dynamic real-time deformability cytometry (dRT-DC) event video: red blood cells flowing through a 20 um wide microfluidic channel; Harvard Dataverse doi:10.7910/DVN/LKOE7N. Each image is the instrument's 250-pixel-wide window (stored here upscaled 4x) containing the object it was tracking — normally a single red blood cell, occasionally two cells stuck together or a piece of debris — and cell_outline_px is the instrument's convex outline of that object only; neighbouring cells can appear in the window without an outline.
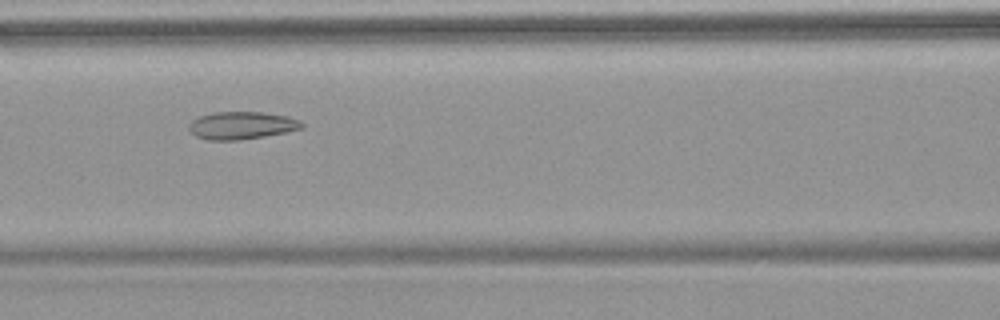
{"species": "common noctule bat (a hibernating species)", "species_latin": "Nyctalus noctula", "temperature_condition": "warm", "stored_images_in_passage": 6, "camera_frame_rate_fps": 3000, "um_per_image_px": 0.085, "animal": {"sex": "female", "body_mass_g": 18.4}, "frame": {"image": 1, "passage_image": 6, "time_ms": 6.0, "image_size_px": [1000, 320], "cell_outline_px": [[304, 128], [264, 136], [240, 140], [208, 140], [196, 136], [188, 128], [188, 124], [192, 120], [200, 116], [212, 112], [264, 112], [288, 116], [300, 120], [304, 124]], "centroid_in_image_um": [20.55, 10.65], "position_along_channel_um": 146.1, "area_um2": 18.21}}